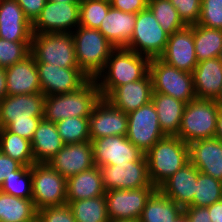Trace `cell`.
Returning <instances> with one entry per match:
<instances>
[{
  "instance_id": "33",
  "label": "cell",
  "mask_w": 222,
  "mask_h": 222,
  "mask_svg": "<svg viewBox=\"0 0 222 222\" xmlns=\"http://www.w3.org/2000/svg\"><path fill=\"white\" fill-rule=\"evenodd\" d=\"M76 222H110L107 214V202L105 195L67 201Z\"/></svg>"
},
{
  "instance_id": "32",
  "label": "cell",
  "mask_w": 222,
  "mask_h": 222,
  "mask_svg": "<svg viewBox=\"0 0 222 222\" xmlns=\"http://www.w3.org/2000/svg\"><path fill=\"white\" fill-rule=\"evenodd\" d=\"M194 49L198 62L219 57L222 50V30L194 25Z\"/></svg>"
},
{
  "instance_id": "44",
  "label": "cell",
  "mask_w": 222,
  "mask_h": 222,
  "mask_svg": "<svg viewBox=\"0 0 222 222\" xmlns=\"http://www.w3.org/2000/svg\"><path fill=\"white\" fill-rule=\"evenodd\" d=\"M41 119L43 117H30V120L11 121L4 128L31 141Z\"/></svg>"
},
{
  "instance_id": "4",
  "label": "cell",
  "mask_w": 222,
  "mask_h": 222,
  "mask_svg": "<svg viewBox=\"0 0 222 222\" xmlns=\"http://www.w3.org/2000/svg\"><path fill=\"white\" fill-rule=\"evenodd\" d=\"M72 35L78 67L90 79H96L105 68L114 46L97 29L78 26Z\"/></svg>"
},
{
  "instance_id": "46",
  "label": "cell",
  "mask_w": 222,
  "mask_h": 222,
  "mask_svg": "<svg viewBox=\"0 0 222 222\" xmlns=\"http://www.w3.org/2000/svg\"><path fill=\"white\" fill-rule=\"evenodd\" d=\"M111 7L127 12L137 14L148 7V0H109Z\"/></svg>"
},
{
  "instance_id": "17",
  "label": "cell",
  "mask_w": 222,
  "mask_h": 222,
  "mask_svg": "<svg viewBox=\"0 0 222 222\" xmlns=\"http://www.w3.org/2000/svg\"><path fill=\"white\" fill-rule=\"evenodd\" d=\"M159 58L178 70L192 73L198 64L194 49V25L172 33Z\"/></svg>"
},
{
  "instance_id": "35",
  "label": "cell",
  "mask_w": 222,
  "mask_h": 222,
  "mask_svg": "<svg viewBox=\"0 0 222 222\" xmlns=\"http://www.w3.org/2000/svg\"><path fill=\"white\" fill-rule=\"evenodd\" d=\"M148 8L169 36L186 27L169 0H148Z\"/></svg>"
},
{
  "instance_id": "38",
  "label": "cell",
  "mask_w": 222,
  "mask_h": 222,
  "mask_svg": "<svg viewBox=\"0 0 222 222\" xmlns=\"http://www.w3.org/2000/svg\"><path fill=\"white\" fill-rule=\"evenodd\" d=\"M0 191L18 198L32 199L31 166H23L13 172V175L4 180Z\"/></svg>"
},
{
  "instance_id": "2",
  "label": "cell",
  "mask_w": 222,
  "mask_h": 222,
  "mask_svg": "<svg viewBox=\"0 0 222 222\" xmlns=\"http://www.w3.org/2000/svg\"><path fill=\"white\" fill-rule=\"evenodd\" d=\"M102 98L95 79H89L78 90L45 96L44 119L53 123L70 117H89Z\"/></svg>"
},
{
  "instance_id": "21",
  "label": "cell",
  "mask_w": 222,
  "mask_h": 222,
  "mask_svg": "<svg viewBox=\"0 0 222 222\" xmlns=\"http://www.w3.org/2000/svg\"><path fill=\"white\" fill-rule=\"evenodd\" d=\"M189 146V161L199 172L222 182V142L217 138L197 140Z\"/></svg>"
},
{
  "instance_id": "27",
  "label": "cell",
  "mask_w": 222,
  "mask_h": 222,
  "mask_svg": "<svg viewBox=\"0 0 222 222\" xmlns=\"http://www.w3.org/2000/svg\"><path fill=\"white\" fill-rule=\"evenodd\" d=\"M102 173L94 166L67 179V201H77L105 195Z\"/></svg>"
},
{
  "instance_id": "23",
  "label": "cell",
  "mask_w": 222,
  "mask_h": 222,
  "mask_svg": "<svg viewBox=\"0 0 222 222\" xmlns=\"http://www.w3.org/2000/svg\"><path fill=\"white\" fill-rule=\"evenodd\" d=\"M32 23L15 0H0V38L32 41Z\"/></svg>"
},
{
  "instance_id": "12",
  "label": "cell",
  "mask_w": 222,
  "mask_h": 222,
  "mask_svg": "<svg viewBox=\"0 0 222 222\" xmlns=\"http://www.w3.org/2000/svg\"><path fill=\"white\" fill-rule=\"evenodd\" d=\"M127 115L126 137L142 152L146 153L156 142L165 137L152 101Z\"/></svg>"
},
{
  "instance_id": "18",
  "label": "cell",
  "mask_w": 222,
  "mask_h": 222,
  "mask_svg": "<svg viewBox=\"0 0 222 222\" xmlns=\"http://www.w3.org/2000/svg\"><path fill=\"white\" fill-rule=\"evenodd\" d=\"M47 163L66 179L92 168L95 166L92 142L64 144Z\"/></svg>"
},
{
  "instance_id": "53",
  "label": "cell",
  "mask_w": 222,
  "mask_h": 222,
  "mask_svg": "<svg viewBox=\"0 0 222 222\" xmlns=\"http://www.w3.org/2000/svg\"><path fill=\"white\" fill-rule=\"evenodd\" d=\"M215 101L217 102L218 106L220 108H222V89H221L219 96L217 97V99Z\"/></svg>"
},
{
  "instance_id": "51",
  "label": "cell",
  "mask_w": 222,
  "mask_h": 222,
  "mask_svg": "<svg viewBox=\"0 0 222 222\" xmlns=\"http://www.w3.org/2000/svg\"><path fill=\"white\" fill-rule=\"evenodd\" d=\"M215 138L222 142V108L219 107L217 121H216V132Z\"/></svg>"
},
{
  "instance_id": "31",
  "label": "cell",
  "mask_w": 222,
  "mask_h": 222,
  "mask_svg": "<svg viewBox=\"0 0 222 222\" xmlns=\"http://www.w3.org/2000/svg\"><path fill=\"white\" fill-rule=\"evenodd\" d=\"M37 209L32 199L18 198L0 191V222H35Z\"/></svg>"
},
{
  "instance_id": "29",
  "label": "cell",
  "mask_w": 222,
  "mask_h": 222,
  "mask_svg": "<svg viewBox=\"0 0 222 222\" xmlns=\"http://www.w3.org/2000/svg\"><path fill=\"white\" fill-rule=\"evenodd\" d=\"M151 101L164 135L177 136L186 103L157 92H152Z\"/></svg>"
},
{
  "instance_id": "49",
  "label": "cell",
  "mask_w": 222,
  "mask_h": 222,
  "mask_svg": "<svg viewBox=\"0 0 222 222\" xmlns=\"http://www.w3.org/2000/svg\"><path fill=\"white\" fill-rule=\"evenodd\" d=\"M207 208L212 222H222V200L213 203Z\"/></svg>"
},
{
  "instance_id": "50",
  "label": "cell",
  "mask_w": 222,
  "mask_h": 222,
  "mask_svg": "<svg viewBox=\"0 0 222 222\" xmlns=\"http://www.w3.org/2000/svg\"><path fill=\"white\" fill-rule=\"evenodd\" d=\"M7 95V83L5 69L0 68V100Z\"/></svg>"
},
{
  "instance_id": "45",
  "label": "cell",
  "mask_w": 222,
  "mask_h": 222,
  "mask_svg": "<svg viewBox=\"0 0 222 222\" xmlns=\"http://www.w3.org/2000/svg\"><path fill=\"white\" fill-rule=\"evenodd\" d=\"M22 8L26 18L33 23L44 8L47 0H15Z\"/></svg>"
},
{
  "instance_id": "6",
  "label": "cell",
  "mask_w": 222,
  "mask_h": 222,
  "mask_svg": "<svg viewBox=\"0 0 222 222\" xmlns=\"http://www.w3.org/2000/svg\"><path fill=\"white\" fill-rule=\"evenodd\" d=\"M30 54L35 63H47L61 68H79L72 33H42L32 35Z\"/></svg>"
},
{
  "instance_id": "52",
  "label": "cell",
  "mask_w": 222,
  "mask_h": 222,
  "mask_svg": "<svg viewBox=\"0 0 222 222\" xmlns=\"http://www.w3.org/2000/svg\"><path fill=\"white\" fill-rule=\"evenodd\" d=\"M172 222H187V219L182 212L178 217H176Z\"/></svg>"
},
{
  "instance_id": "36",
  "label": "cell",
  "mask_w": 222,
  "mask_h": 222,
  "mask_svg": "<svg viewBox=\"0 0 222 222\" xmlns=\"http://www.w3.org/2000/svg\"><path fill=\"white\" fill-rule=\"evenodd\" d=\"M220 200H222V182L199 172L193 203L190 206L208 207Z\"/></svg>"
},
{
  "instance_id": "26",
  "label": "cell",
  "mask_w": 222,
  "mask_h": 222,
  "mask_svg": "<svg viewBox=\"0 0 222 222\" xmlns=\"http://www.w3.org/2000/svg\"><path fill=\"white\" fill-rule=\"evenodd\" d=\"M135 21L136 14L110 7L98 30L114 48H126L134 32Z\"/></svg>"
},
{
  "instance_id": "40",
  "label": "cell",
  "mask_w": 222,
  "mask_h": 222,
  "mask_svg": "<svg viewBox=\"0 0 222 222\" xmlns=\"http://www.w3.org/2000/svg\"><path fill=\"white\" fill-rule=\"evenodd\" d=\"M31 41H9L0 38V68L6 69L30 55Z\"/></svg>"
},
{
  "instance_id": "16",
  "label": "cell",
  "mask_w": 222,
  "mask_h": 222,
  "mask_svg": "<svg viewBox=\"0 0 222 222\" xmlns=\"http://www.w3.org/2000/svg\"><path fill=\"white\" fill-rule=\"evenodd\" d=\"M95 166L116 165L140 160L145 153L126 136H107L92 141Z\"/></svg>"
},
{
  "instance_id": "7",
  "label": "cell",
  "mask_w": 222,
  "mask_h": 222,
  "mask_svg": "<svg viewBox=\"0 0 222 222\" xmlns=\"http://www.w3.org/2000/svg\"><path fill=\"white\" fill-rule=\"evenodd\" d=\"M149 73L153 92L171 96L186 104L196 99L192 73L178 70L160 58H151Z\"/></svg>"
},
{
  "instance_id": "37",
  "label": "cell",
  "mask_w": 222,
  "mask_h": 222,
  "mask_svg": "<svg viewBox=\"0 0 222 222\" xmlns=\"http://www.w3.org/2000/svg\"><path fill=\"white\" fill-rule=\"evenodd\" d=\"M55 124L64 144L90 141L89 117H70Z\"/></svg>"
},
{
  "instance_id": "34",
  "label": "cell",
  "mask_w": 222,
  "mask_h": 222,
  "mask_svg": "<svg viewBox=\"0 0 222 222\" xmlns=\"http://www.w3.org/2000/svg\"><path fill=\"white\" fill-rule=\"evenodd\" d=\"M0 151L23 166H31L34 162L31 141L0 128Z\"/></svg>"
},
{
  "instance_id": "48",
  "label": "cell",
  "mask_w": 222,
  "mask_h": 222,
  "mask_svg": "<svg viewBox=\"0 0 222 222\" xmlns=\"http://www.w3.org/2000/svg\"><path fill=\"white\" fill-rule=\"evenodd\" d=\"M182 212L187 222H212L207 207L187 206Z\"/></svg>"
},
{
  "instance_id": "5",
  "label": "cell",
  "mask_w": 222,
  "mask_h": 222,
  "mask_svg": "<svg viewBox=\"0 0 222 222\" xmlns=\"http://www.w3.org/2000/svg\"><path fill=\"white\" fill-rule=\"evenodd\" d=\"M219 106L215 100L194 99L184 108L178 137L187 144L214 138Z\"/></svg>"
},
{
  "instance_id": "15",
  "label": "cell",
  "mask_w": 222,
  "mask_h": 222,
  "mask_svg": "<svg viewBox=\"0 0 222 222\" xmlns=\"http://www.w3.org/2000/svg\"><path fill=\"white\" fill-rule=\"evenodd\" d=\"M90 141L107 136H126L128 115L101 98L89 116Z\"/></svg>"
},
{
  "instance_id": "14",
  "label": "cell",
  "mask_w": 222,
  "mask_h": 222,
  "mask_svg": "<svg viewBox=\"0 0 222 222\" xmlns=\"http://www.w3.org/2000/svg\"><path fill=\"white\" fill-rule=\"evenodd\" d=\"M36 66L45 96L78 90L90 79L80 68H61L47 63H36Z\"/></svg>"
},
{
  "instance_id": "55",
  "label": "cell",
  "mask_w": 222,
  "mask_h": 222,
  "mask_svg": "<svg viewBox=\"0 0 222 222\" xmlns=\"http://www.w3.org/2000/svg\"><path fill=\"white\" fill-rule=\"evenodd\" d=\"M110 222H139V220H113Z\"/></svg>"
},
{
  "instance_id": "1",
  "label": "cell",
  "mask_w": 222,
  "mask_h": 222,
  "mask_svg": "<svg viewBox=\"0 0 222 222\" xmlns=\"http://www.w3.org/2000/svg\"><path fill=\"white\" fill-rule=\"evenodd\" d=\"M149 63L147 56L127 48H115L95 79L102 98L118 86L143 79L149 73Z\"/></svg>"
},
{
  "instance_id": "9",
  "label": "cell",
  "mask_w": 222,
  "mask_h": 222,
  "mask_svg": "<svg viewBox=\"0 0 222 222\" xmlns=\"http://www.w3.org/2000/svg\"><path fill=\"white\" fill-rule=\"evenodd\" d=\"M31 175L32 201L37 210L67 204V179L56 172L48 163L31 165Z\"/></svg>"
},
{
  "instance_id": "22",
  "label": "cell",
  "mask_w": 222,
  "mask_h": 222,
  "mask_svg": "<svg viewBox=\"0 0 222 222\" xmlns=\"http://www.w3.org/2000/svg\"><path fill=\"white\" fill-rule=\"evenodd\" d=\"M198 173V169L189 161L158 189L183 209L193 203Z\"/></svg>"
},
{
  "instance_id": "43",
  "label": "cell",
  "mask_w": 222,
  "mask_h": 222,
  "mask_svg": "<svg viewBox=\"0 0 222 222\" xmlns=\"http://www.w3.org/2000/svg\"><path fill=\"white\" fill-rule=\"evenodd\" d=\"M38 222H76L68 204L49 206L37 210Z\"/></svg>"
},
{
  "instance_id": "3",
  "label": "cell",
  "mask_w": 222,
  "mask_h": 222,
  "mask_svg": "<svg viewBox=\"0 0 222 222\" xmlns=\"http://www.w3.org/2000/svg\"><path fill=\"white\" fill-rule=\"evenodd\" d=\"M145 155L150 181L158 188L189 162V146L178 136H165L156 142Z\"/></svg>"
},
{
  "instance_id": "13",
  "label": "cell",
  "mask_w": 222,
  "mask_h": 222,
  "mask_svg": "<svg viewBox=\"0 0 222 222\" xmlns=\"http://www.w3.org/2000/svg\"><path fill=\"white\" fill-rule=\"evenodd\" d=\"M156 189V187H141L106 191L109 220H139L147 200Z\"/></svg>"
},
{
  "instance_id": "47",
  "label": "cell",
  "mask_w": 222,
  "mask_h": 222,
  "mask_svg": "<svg viewBox=\"0 0 222 222\" xmlns=\"http://www.w3.org/2000/svg\"><path fill=\"white\" fill-rule=\"evenodd\" d=\"M22 167L23 165L20 162L13 160L0 151V187L6 178H9L13 175V172Z\"/></svg>"
},
{
  "instance_id": "39",
  "label": "cell",
  "mask_w": 222,
  "mask_h": 222,
  "mask_svg": "<svg viewBox=\"0 0 222 222\" xmlns=\"http://www.w3.org/2000/svg\"><path fill=\"white\" fill-rule=\"evenodd\" d=\"M110 7L109 0H81L79 26L98 30Z\"/></svg>"
},
{
  "instance_id": "42",
  "label": "cell",
  "mask_w": 222,
  "mask_h": 222,
  "mask_svg": "<svg viewBox=\"0 0 222 222\" xmlns=\"http://www.w3.org/2000/svg\"><path fill=\"white\" fill-rule=\"evenodd\" d=\"M176 8L178 14L186 26L196 25L201 12L202 0H169Z\"/></svg>"
},
{
  "instance_id": "30",
  "label": "cell",
  "mask_w": 222,
  "mask_h": 222,
  "mask_svg": "<svg viewBox=\"0 0 222 222\" xmlns=\"http://www.w3.org/2000/svg\"><path fill=\"white\" fill-rule=\"evenodd\" d=\"M182 211L179 205L157 188L147 200L139 222H172Z\"/></svg>"
},
{
  "instance_id": "11",
  "label": "cell",
  "mask_w": 222,
  "mask_h": 222,
  "mask_svg": "<svg viewBox=\"0 0 222 222\" xmlns=\"http://www.w3.org/2000/svg\"><path fill=\"white\" fill-rule=\"evenodd\" d=\"M99 168L102 173L103 186L106 191L155 187L152 185L148 175L146 155L138 161L113 166L103 165Z\"/></svg>"
},
{
  "instance_id": "24",
  "label": "cell",
  "mask_w": 222,
  "mask_h": 222,
  "mask_svg": "<svg viewBox=\"0 0 222 222\" xmlns=\"http://www.w3.org/2000/svg\"><path fill=\"white\" fill-rule=\"evenodd\" d=\"M7 95L34 94L41 91L38 69L30 54L24 60L5 69Z\"/></svg>"
},
{
  "instance_id": "8",
  "label": "cell",
  "mask_w": 222,
  "mask_h": 222,
  "mask_svg": "<svg viewBox=\"0 0 222 222\" xmlns=\"http://www.w3.org/2000/svg\"><path fill=\"white\" fill-rule=\"evenodd\" d=\"M169 35L147 7L136 14L133 35L127 49L151 58H159L165 51Z\"/></svg>"
},
{
  "instance_id": "28",
  "label": "cell",
  "mask_w": 222,
  "mask_h": 222,
  "mask_svg": "<svg viewBox=\"0 0 222 222\" xmlns=\"http://www.w3.org/2000/svg\"><path fill=\"white\" fill-rule=\"evenodd\" d=\"M64 146L56 124L41 119L31 140L35 163H47Z\"/></svg>"
},
{
  "instance_id": "10",
  "label": "cell",
  "mask_w": 222,
  "mask_h": 222,
  "mask_svg": "<svg viewBox=\"0 0 222 222\" xmlns=\"http://www.w3.org/2000/svg\"><path fill=\"white\" fill-rule=\"evenodd\" d=\"M80 2L47 0L39 16L32 23L34 34L72 33L79 26Z\"/></svg>"
},
{
  "instance_id": "25",
  "label": "cell",
  "mask_w": 222,
  "mask_h": 222,
  "mask_svg": "<svg viewBox=\"0 0 222 222\" xmlns=\"http://www.w3.org/2000/svg\"><path fill=\"white\" fill-rule=\"evenodd\" d=\"M192 76L196 99H217L222 89V63L218 57L198 62Z\"/></svg>"
},
{
  "instance_id": "19",
  "label": "cell",
  "mask_w": 222,
  "mask_h": 222,
  "mask_svg": "<svg viewBox=\"0 0 222 222\" xmlns=\"http://www.w3.org/2000/svg\"><path fill=\"white\" fill-rule=\"evenodd\" d=\"M45 95L34 94L6 95L0 100V128L11 121L30 120V117H44Z\"/></svg>"
},
{
  "instance_id": "56",
  "label": "cell",
  "mask_w": 222,
  "mask_h": 222,
  "mask_svg": "<svg viewBox=\"0 0 222 222\" xmlns=\"http://www.w3.org/2000/svg\"><path fill=\"white\" fill-rule=\"evenodd\" d=\"M219 60L221 61V63H222V50H221V52H220V55H219Z\"/></svg>"
},
{
  "instance_id": "41",
  "label": "cell",
  "mask_w": 222,
  "mask_h": 222,
  "mask_svg": "<svg viewBox=\"0 0 222 222\" xmlns=\"http://www.w3.org/2000/svg\"><path fill=\"white\" fill-rule=\"evenodd\" d=\"M197 24L222 30V0H202Z\"/></svg>"
},
{
  "instance_id": "54",
  "label": "cell",
  "mask_w": 222,
  "mask_h": 222,
  "mask_svg": "<svg viewBox=\"0 0 222 222\" xmlns=\"http://www.w3.org/2000/svg\"><path fill=\"white\" fill-rule=\"evenodd\" d=\"M49 1L69 3V2H80L81 0H49Z\"/></svg>"
},
{
  "instance_id": "20",
  "label": "cell",
  "mask_w": 222,
  "mask_h": 222,
  "mask_svg": "<svg viewBox=\"0 0 222 222\" xmlns=\"http://www.w3.org/2000/svg\"><path fill=\"white\" fill-rule=\"evenodd\" d=\"M153 92L152 78L148 73L139 81L129 82L113 89L105 99L125 113L137 110L151 101Z\"/></svg>"
}]
</instances>
